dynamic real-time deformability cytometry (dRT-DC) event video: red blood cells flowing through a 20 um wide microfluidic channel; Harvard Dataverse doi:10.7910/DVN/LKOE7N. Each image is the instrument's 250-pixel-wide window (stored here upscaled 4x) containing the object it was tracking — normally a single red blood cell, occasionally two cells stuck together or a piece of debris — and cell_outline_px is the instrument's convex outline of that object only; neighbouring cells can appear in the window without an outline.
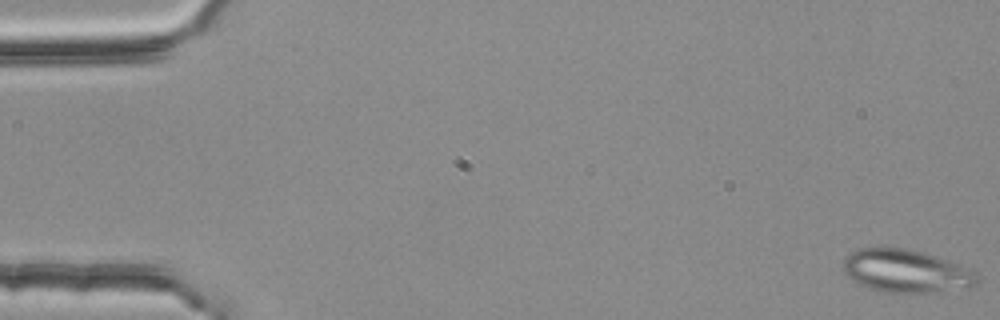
{"species": "common noctule bat (a hibernating species)", "species_latin": "Nyctalus noctula", "temperature_condition": "room temperature", "stored_images_in_passage": 54, "segment_of_instrument_passage": [1, 2], "camera_frame_rate_fps": 3000, "um_per_image_px": 0.085, "animal": {"sex": "female", "body_mass_g": 25.1}, "frame": {"image": 1, "passage_image": 1, "time_ms": 0.0, "image_size_px": [1000, 320], "cell_outline_px": [[976, 284], [968, 288], [928, 292], [884, 292], [868, 288], [852, 280], [848, 276], [844, 268], [844, 260], [852, 252], [860, 248], [908, 248], [924, 252], [972, 268], [976, 272]], "centroid_in_image_um": [77.05, 23.03], "position_along_channel_um": 8.0, "area_um2": 33.29}}